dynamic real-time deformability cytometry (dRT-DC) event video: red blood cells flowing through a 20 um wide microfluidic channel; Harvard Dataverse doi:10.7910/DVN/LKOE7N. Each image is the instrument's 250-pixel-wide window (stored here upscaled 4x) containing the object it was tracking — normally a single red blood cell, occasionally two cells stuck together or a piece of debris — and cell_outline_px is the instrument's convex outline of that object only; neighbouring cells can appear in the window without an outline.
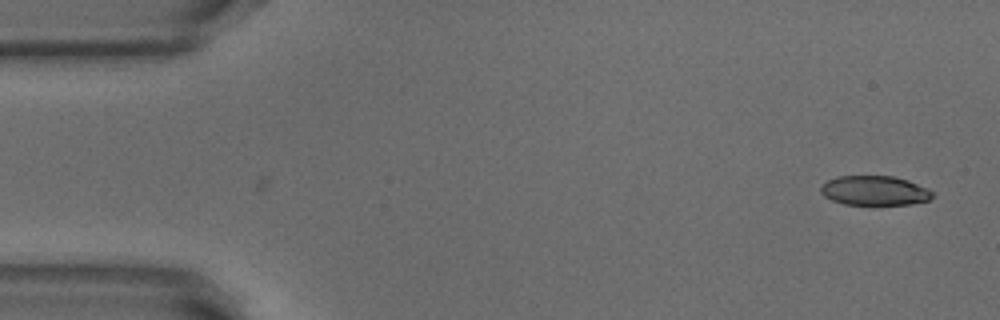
{"species": "common noctule bat (a hibernating species)", "species_latin": "Nyctalus noctula", "temperature_condition": "warm", "stored_images_in_passage": 18, "camera_frame_rate_fps": 3000, "um_per_image_px": 0.085, "animal": {"sex": "male", "body_mass_g": 18.8}, "frame": {"image": 1, "passage_image": 18, "time_ms": 5.667, "image_size_px": [1000, 320], "cell_outline_px": [[936, 196], [928, 200], [912, 204], [872, 208], [844, 204], [832, 200], [824, 196], [820, 192], [820, 188], [828, 180], [836, 176], [892, 176], [908, 180], [932, 192]], "centroid_in_image_um": [74.33, 16.26], "position_along_channel_um": 10.7, "area_um2": 20.0}}